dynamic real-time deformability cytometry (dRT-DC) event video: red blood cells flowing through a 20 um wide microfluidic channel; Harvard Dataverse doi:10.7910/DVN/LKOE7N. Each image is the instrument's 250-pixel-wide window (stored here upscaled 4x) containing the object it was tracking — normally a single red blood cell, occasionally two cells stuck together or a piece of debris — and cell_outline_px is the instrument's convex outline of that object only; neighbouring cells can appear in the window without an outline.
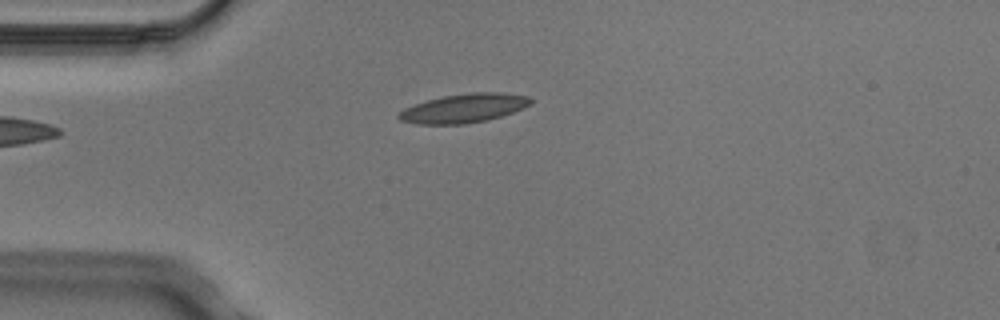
{"species": "Egyptian fruit bat (a non-hibernating species)", "species_latin": "Rousettus aegyptiacus", "temperature_condition": "cold", "stored_images_in_passage": 5, "camera_frame_rate_fps": 3000, "um_per_image_px": 0.085, "animal": {"sex": "male"}, "frame": {"image": 1, "passage_image": 3, "time_ms": 0.667, "image_size_px": [1000, 320], "cell_outline_px": [[532, 104], [524, 108], [500, 116], [484, 120], [464, 124], [416, 124], [400, 120], [396, 116], [404, 108], [428, 100], [444, 96], [472, 92], [500, 92], [528, 96], [532, 100]], "centroid_in_image_um": [39.44, 9.19], "position_along_channel_um": 45.6, "area_um2": 22.02}}
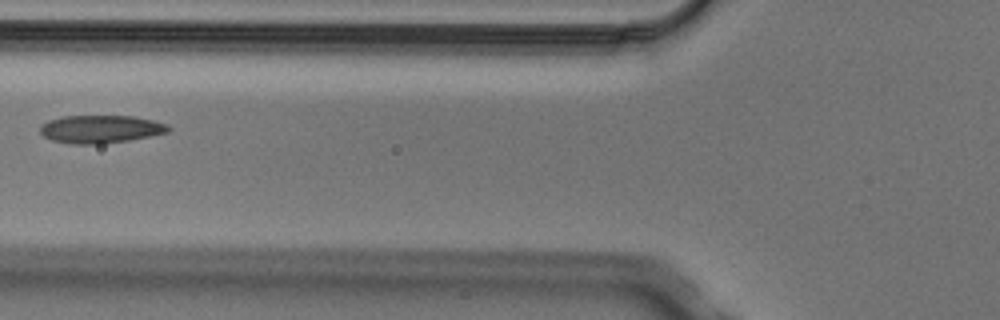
{"frame": {"image": 2, "passage_image": 5, "time_ms": 1.333, "image_size_px": [1000, 320], "cell_outline_px": [[172, 128], [168, 132], [128, 140], [100, 144], [72, 144], [52, 140], [44, 136], [40, 132], [40, 124], [48, 120], [64, 116], [132, 116], [152, 120], [168, 124]], "centroid_in_image_um": [8.53, 10.97], "position_along_channel_um": 117.3, "area_um2": 20.81}}